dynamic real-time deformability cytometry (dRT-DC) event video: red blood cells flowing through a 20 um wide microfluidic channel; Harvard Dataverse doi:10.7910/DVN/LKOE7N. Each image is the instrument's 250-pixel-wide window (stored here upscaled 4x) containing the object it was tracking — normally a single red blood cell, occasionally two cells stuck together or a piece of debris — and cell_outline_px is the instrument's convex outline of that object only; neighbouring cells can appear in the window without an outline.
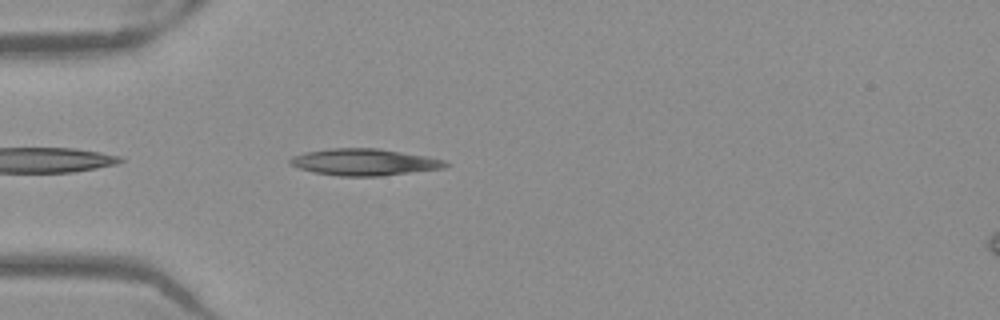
{"species": "Egyptian fruit bat (a non-hibernating species)", "species_latin": "Rousettus aegyptiacus", "temperature_condition": "warm", "stored_images_in_passage": 38, "camera_frame_rate_fps": 3000, "um_per_image_px": 0.085, "frame": {"image": 1, "passage_image": 2, "time_ms": 0.333, "image_size_px": [1000, 320], "cell_outline_px": [[452, 164], [444, 168], [380, 176], [340, 176], [312, 172], [288, 164], [288, 160], [292, 156], [304, 152], [332, 148], [376, 148], [428, 156], [444, 160]], "centroid_in_image_um": [30.96, 13.78], "position_along_channel_um": 54.0, "area_um2": 24.28}}
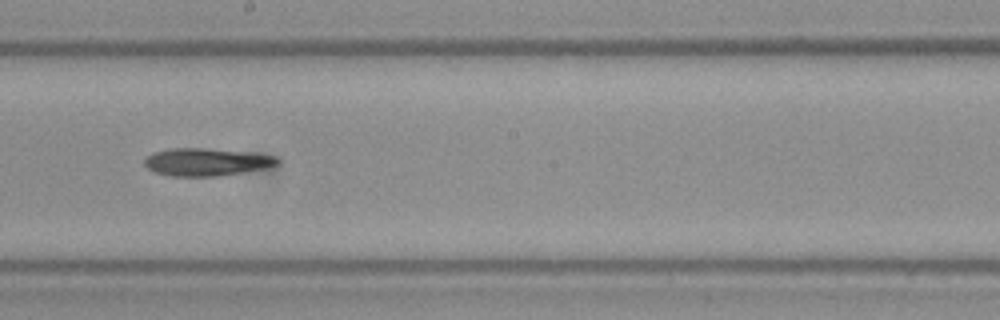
{"frame": {"image": 2, "passage_image": 16, "time_ms": 5.0, "image_size_px": [1000, 320], "cell_outline_px": [[280, 164], [272, 168], [216, 176], [168, 176], [156, 172], [148, 168], [144, 164], [144, 160], [152, 152], [172, 148], [204, 148], [244, 152], [276, 156], [280, 160]], "centroid_in_image_um": [17.59, 13.77], "position_along_channel_um": 230.6, "area_um2": 21.5}}
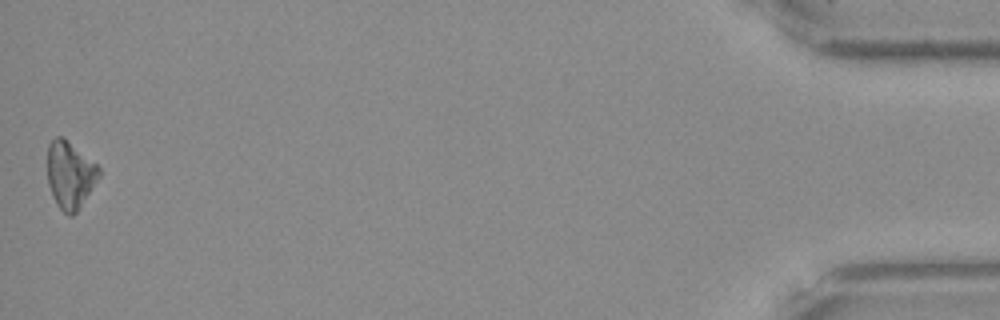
{"frame": {"image": 3, "passage_image": 38, "time_ms": 12.333, "image_size_px": [1000, 320], "cell_outline_px": [[100, 176], [76, 212], [72, 216], [68, 216], [56, 204], [52, 196], [48, 184], [48, 144], [56, 136], [64, 136], [96, 164], [100, 168]], "centroid_in_image_um": [5.94, 14.84], "position_along_channel_um": 429.3, "area_um2": 20.11}, "authors_computed_cell_mechanics": {"area_um2": 20.7502, "velocity_mm_per_s": 3.9711, "shape_relaxation_time_tau1_ms": 10.6829, "shape_relaxation_time_tau2_ms": null, "deformation_change_tau1": 0.2263, "deformation_change_tau2": null}}